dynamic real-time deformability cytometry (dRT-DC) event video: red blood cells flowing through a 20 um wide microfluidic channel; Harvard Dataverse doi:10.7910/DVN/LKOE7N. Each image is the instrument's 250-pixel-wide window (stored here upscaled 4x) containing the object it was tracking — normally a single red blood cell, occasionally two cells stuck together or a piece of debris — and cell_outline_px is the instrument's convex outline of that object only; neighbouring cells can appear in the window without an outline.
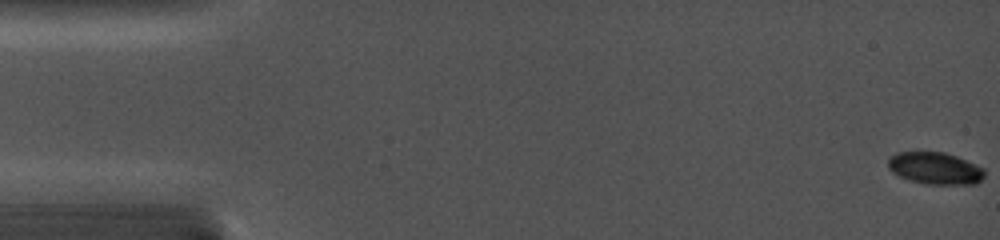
{"species": "common noctule bat (a hibernating species)", "species_latin": "Nyctalus noctula", "temperature_condition": "cold", "stored_images_in_passage": 77, "camera_frame_rate_fps": 5000, "um_per_image_px": 0.085, "animal": {"sex": "female", "body_mass_g": 19.0, "forearm_length_mm": 56.7}, "frame": {"image": 1, "passage_image": 1, "time_ms": 0.0, "image_size_px": [1000, 240], "cell_outline_px": [[984, 176], [976, 184], [924, 184], [908, 180], [892, 172], [888, 168], [888, 156], [896, 152], [944, 152], [956, 156], [984, 168]], "centroid_in_image_um": [79.45, 14.3], "position_along_channel_um": 5.6, "area_um2": 18.09}}
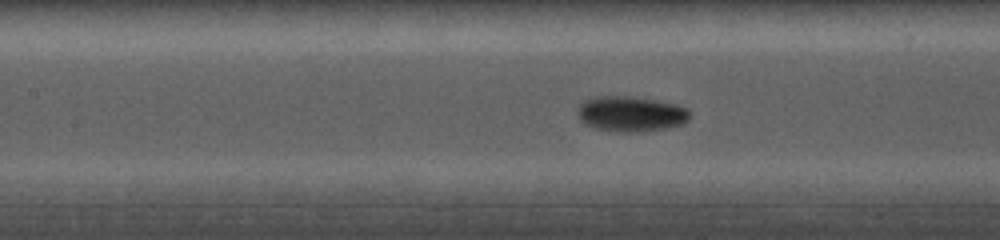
{"frame": {"image": 2, "passage_image": 32, "time_ms": 7.4, "image_size_px": [1000, 240], "cell_outline_px": [[688, 120], [680, 124], [664, 128], [640, 132], [624, 132], [596, 128], [584, 124], [580, 120], [576, 112], [580, 104], [584, 100], [592, 96], [632, 96], [656, 100], [676, 104], [688, 108]], "centroid_in_image_um": [53.57, 9.66], "position_along_channel_um": 153.8, "area_um2": 23.12}}
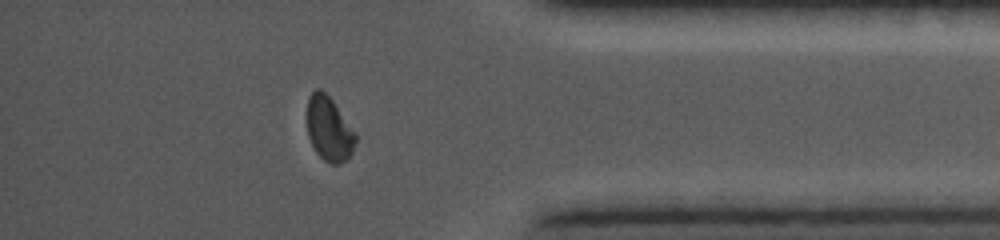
{"frame": {"image": 3, "passage_image": 66, "time_ms": 14.0, "image_size_px": [1000, 240], "cell_outline_px": [[356, 140], [352, 152], [340, 164], [332, 164], [324, 160], [316, 152], [308, 136], [308, 96], [316, 88], [320, 88], [332, 100], [356, 132]], "centroid_in_image_um": [27.97, 10.95], "position_along_channel_um": 407.2, "area_um2": 17.98}}